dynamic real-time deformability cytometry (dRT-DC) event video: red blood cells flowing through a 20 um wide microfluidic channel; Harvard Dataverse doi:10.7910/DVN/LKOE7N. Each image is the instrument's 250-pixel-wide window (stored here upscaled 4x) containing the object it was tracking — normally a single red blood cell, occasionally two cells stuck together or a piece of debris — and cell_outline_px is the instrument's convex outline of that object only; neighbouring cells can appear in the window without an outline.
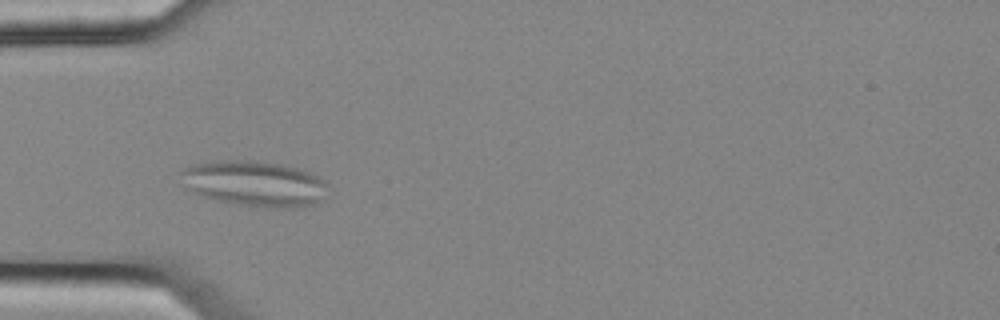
{"species": "common noctule bat (a hibernating species)", "species_latin": "Nyctalus noctula", "temperature_condition": "cold", "stored_images_in_passage": 13, "camera_frame_rate_fps": 3000, "um_per_image_px": 0.085, "animal": {"sex": "female", "body_mass_g": 25.1}, "frame": {"image": 1, "passage_image": 4, "time_ms": 1.0, "image_size_px": [1000, 320], "cell_outline_px": [[328, 184], [324, 200], [320, 204], [304, 208], [276, 208], [240, 204], [220, 200], [204, 196], [192, 192], [184, 188], [180, 184], [180, 172], [184, 168], [196, 164], [212, 160], [256, 160], [280, 164], [296, 168], [308, 172], [328, 180]], "centroid_in_image_um": [21.68, 15.61], "position_along_channel_um": 63.3, "area_um2": 39.77}}